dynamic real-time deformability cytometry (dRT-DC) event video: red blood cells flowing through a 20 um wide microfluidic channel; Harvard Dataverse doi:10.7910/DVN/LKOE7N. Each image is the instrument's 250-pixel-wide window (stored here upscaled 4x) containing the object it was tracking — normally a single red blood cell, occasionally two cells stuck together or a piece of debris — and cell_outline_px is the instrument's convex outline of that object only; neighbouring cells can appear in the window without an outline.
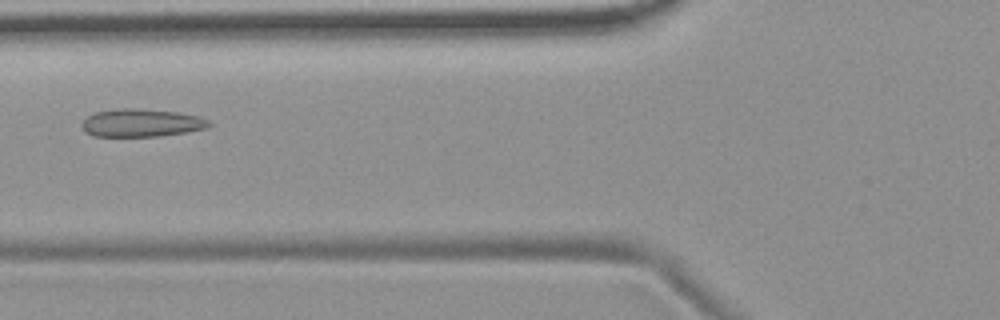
{"species": "common noctule bat (a hibernating species)", "species_latin": "Nyctalus noctula", "temperature_condition": "room temperature", "stored_images_in_passage": 7, "camera_frame_rate_fps": 3000, "um_per_image_px": 0.085, "animal": {"sex": "female", "body_mass_g": 19.9}, "frame": {"image": 1, "passage_image": 6, "time_ms": 6.0, "image_size_px": [1000, 320], "cell_outline_px": [[212, 124], [208, 128], [188, 132], [160, 136], [92, 136], [84, 132], [80, 124], [92, 112], [116, 108], [140, 108], [180, 112], [200, 116], [208, 120]], "centroid_in_image_um": [12.02, 10.43], "position_along_channel_um": 113.8, "area_um2": 21.15}}
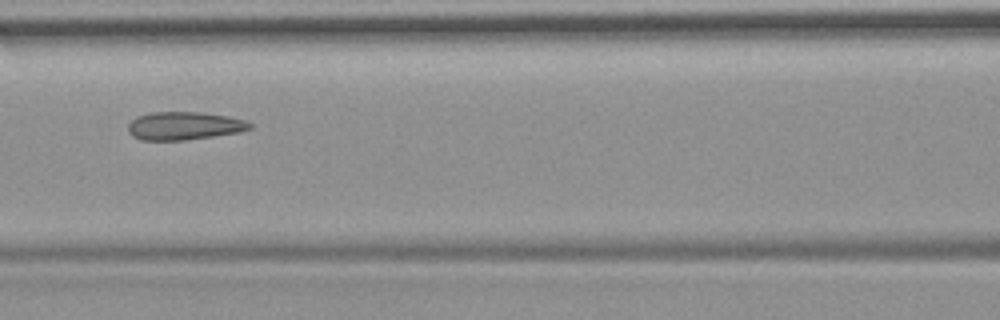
{"frame": {"image": 2, "passage_image": 7, "time_ms": 7.0, "image_size_px": [1000, 320], "cell_outline_px": [[252, 128], [240, 132], [184, 140], [140, 140], [132, 136], [128, 132], [128, 124], [136, 116], [152, 112], [204, 112], [228, 116], [244, 120], [252, 124]], "centroid_in_image_um": [15.64, 10.69], "position_along_channel_um": 151.0, "area_um2": 20.0}}